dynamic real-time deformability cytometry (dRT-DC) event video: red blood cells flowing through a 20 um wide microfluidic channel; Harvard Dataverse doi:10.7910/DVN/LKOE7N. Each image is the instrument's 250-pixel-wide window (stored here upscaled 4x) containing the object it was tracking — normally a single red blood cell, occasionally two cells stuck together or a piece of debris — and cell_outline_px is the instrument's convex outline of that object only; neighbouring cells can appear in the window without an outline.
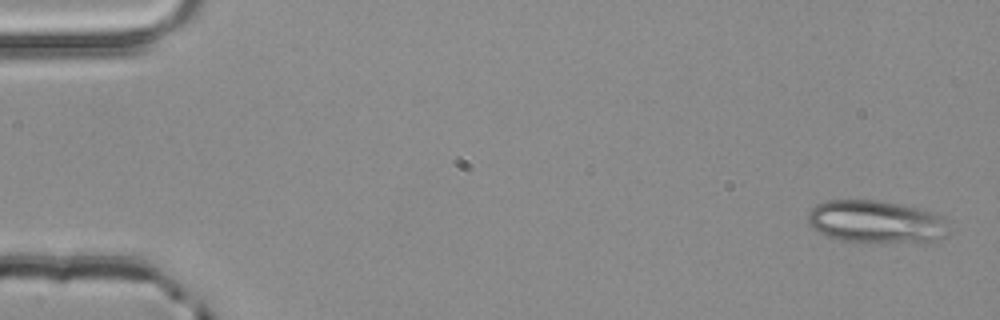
{"species": "common noctule bat (a hibernating species)", "species_latin": "Nyctalus noctula", "temperature_condition": "room temperature", "stored_images_in_passage": 5, "segment_of_instrument_passage": [1, 2], "camera_frame_rate_fps": 3000, "um_per_image_px": 0.085, "animal": {"sex": "male", "body_mass_g": 20.4}, "frame": {"image": 1, "passage_image": 1, "time_ms": 0.0, "image_size_px": [1000, 320], "cell_outline_px": [[948, 232], [936, 244], [928, 244], [840, 240], [828, 236], [812, 228], [808, 224], [808, 212], [816, 204], [828, 200], [872, 200], [900, 204], [932, 212], [940, 216], [944, 220]], "centroid_in_image_um": [74.5, 18.88], "position_along_channel_um": 10.5, "area_um2": 35.32}}